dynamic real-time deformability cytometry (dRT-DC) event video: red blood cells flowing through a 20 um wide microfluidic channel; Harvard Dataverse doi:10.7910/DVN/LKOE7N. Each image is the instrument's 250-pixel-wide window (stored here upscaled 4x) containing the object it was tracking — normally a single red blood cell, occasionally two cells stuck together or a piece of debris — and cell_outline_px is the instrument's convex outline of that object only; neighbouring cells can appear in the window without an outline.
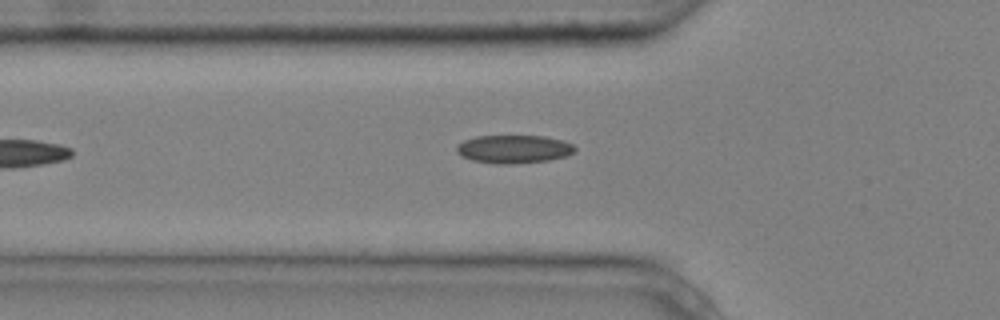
{"species": "common noctule bat (a hibernating species)", "species_latin": "Nyctalus noctula", "temperature_condition": "cold", "stored_images_in_passage": 5, "camera_frame_rate_fps": 3000, "um_per_image_px": 0.085, "animal": {"sex": "male", "body_mass_g": 20.4}, "frame": {"image": 1, "passage_image": 4, "time_ms": 1.0, "image_size_px": [1000, 320], "cell_outline_px": [[576, 152], [568, 156], [548, 160], [512, 164], [496, 164], [472, 160], [460, 156], [456, 152], [456, 144], [464, 140], [476, 136], [544, 136], [564, 140], [572, 144], [576, 148]], "centroid_in_image_um": [43.67, 12.67], "position_along_channel_um": 82.1, "area_um2": 19.71}}
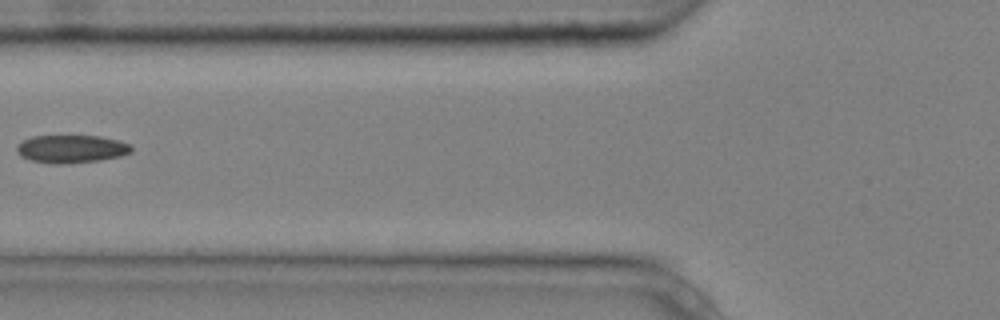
{"frame": {"image": 2, "passage_image": 5, "time_ms": 1.333, "image_size_px": [1000, 320], "cell_outline_px": [[132, 152], [120, 156], [100, 160], [68, 164], [52, 164], [32, 160], [20, 156], [16, 152], [16, 148], [24, 140], [32, 136], [100, 136], [120, 140], [132, 144]], "centroid_in_image_um": [6.1, 12.66], "position_along_channel_um": 119.7, "area_um2": 18.79}}